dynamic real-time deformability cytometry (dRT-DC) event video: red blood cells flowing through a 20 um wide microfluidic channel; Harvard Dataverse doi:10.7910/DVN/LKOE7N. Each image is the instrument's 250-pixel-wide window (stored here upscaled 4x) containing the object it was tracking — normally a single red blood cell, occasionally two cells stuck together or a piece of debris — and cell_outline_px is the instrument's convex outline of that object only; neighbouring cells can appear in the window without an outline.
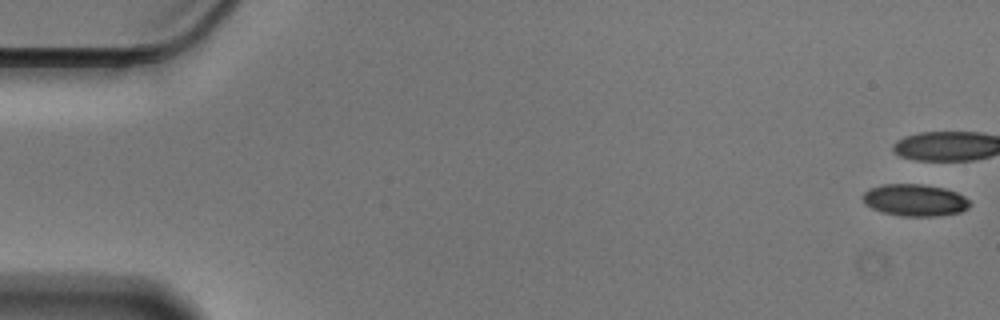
{"species": "Egyptian fruit bat (a non-hibernating species)", "species_latin": "Rousettus aegyptiacus", "temperature_condition": "cold", "stored_images_in_passage": 6, "camera_frame_rate_fps": 3000, "um_per_image_px": 0.085, "animal": {"sex": "male"}, "frame": {"image": 1, "passage_image": 1, "time_ms": 0.0, "image_size_px": [1000, 320], "cell_outline_px": [[972, 204], [968, 208], [960, 212], [940, 216], [900, 216], [880, 212], [864, 204], [860, 196], [868, 188], [884, 184], [920, 184], [944, 188], [956, 192], [964, 196]], "centroid_in_image_um": [77.72, 17.02], "position_along_channel_um": 7.3, "area_um2": 20.23}}